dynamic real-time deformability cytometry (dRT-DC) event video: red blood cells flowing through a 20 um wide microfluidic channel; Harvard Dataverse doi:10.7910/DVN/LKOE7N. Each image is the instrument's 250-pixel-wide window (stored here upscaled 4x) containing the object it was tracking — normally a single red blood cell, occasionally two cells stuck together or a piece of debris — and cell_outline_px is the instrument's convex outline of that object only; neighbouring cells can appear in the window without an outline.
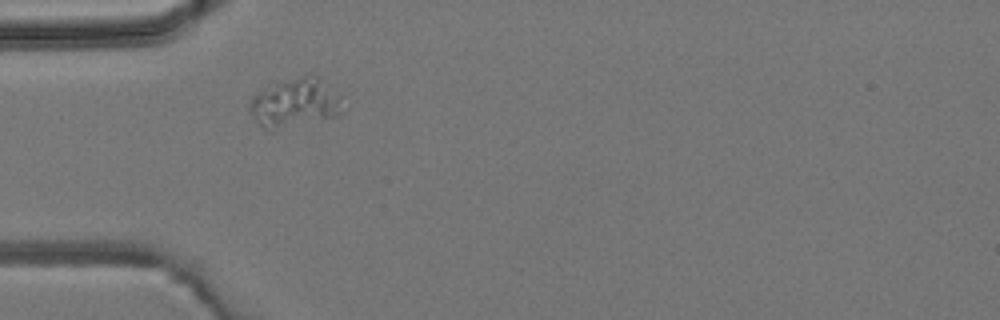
{"species": "common noctule bat (a hibernating species)", "species_latin": "Nyctalus noctula", "temperature_condition": "room temperature", "stored_images_in_passage": 2, "camera_frame_rate_fps": 3000, "um_per_image_px": 0.085, "animal": {"sex": "male", "body_mass_g": 19.2, "forearm_length_mm": 51.8}, "frame": {"image": 1, "passage_image": 1, "time_ms": 0.0, "image_size_px": [1000, 320], "cell_outline_px": [[340, 112], [336, 116], [276, 132], [268, 132], [252, 116], [248, 108], [248, 104], [252, 96], [260, 88], [268, 84], [308, 72], [316, 76], [336, 104]], "centroid_in_image_um": [24.82, 8.78], "position_along_channel_um": 60.2, "area_um2": 26.13}}
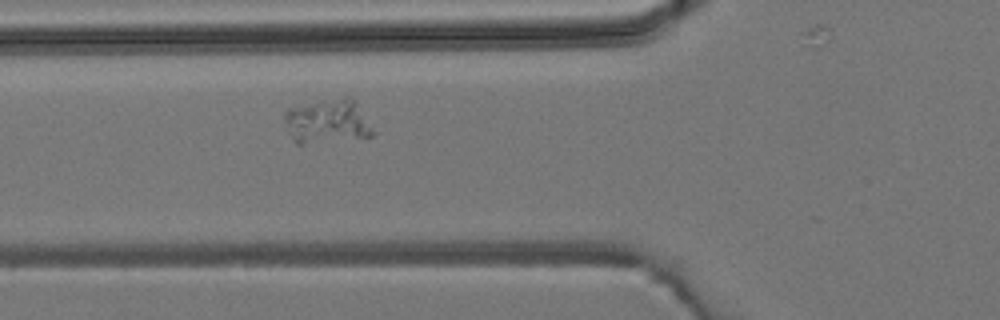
{"frame": {"image": 2, "passage_image": 2, "time_ms": 1.0, "image_size_px": [1000, 320], "cell_outline_px": [[376, 132], [372, 136], [304, 144], [296, 144], [288, 132], [284, 120], [284, 116], [288, 108], [344, 96], [352, 96]], "centroid_in_image_um": [27.84, 10.32], "position_along_channel_um": 98.0, "area_um2": 22.77}}